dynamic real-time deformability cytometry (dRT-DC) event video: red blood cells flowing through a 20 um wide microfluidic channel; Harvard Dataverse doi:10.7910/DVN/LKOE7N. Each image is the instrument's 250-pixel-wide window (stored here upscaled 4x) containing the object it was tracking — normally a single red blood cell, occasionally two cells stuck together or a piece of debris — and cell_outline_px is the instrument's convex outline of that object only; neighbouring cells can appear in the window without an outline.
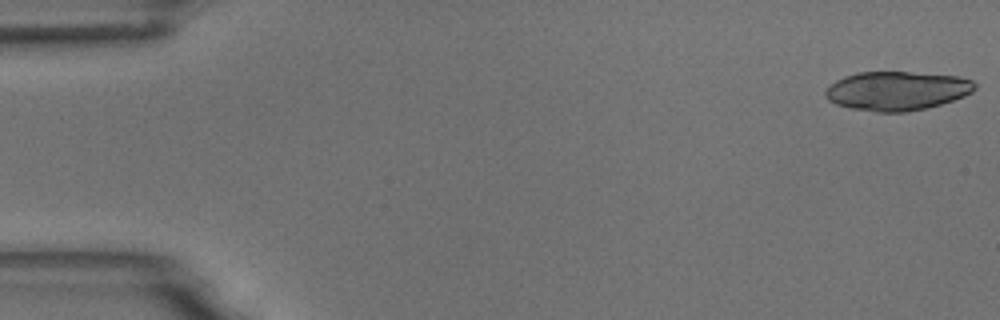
{"species": "common noctule bat (a hibernating species)", "species_latin": "Nyctalus noctula", "temperature_condition": "room temperature", "stored_images_in_passage": 6, "camera_frame_rate_fps": 3000, "um_per_image_px": 0.085, "animal": {"sex": "male", "body_mass_g": 18.8}, "frame": {"image": 1, "passage_image": 1, "time_ms": 0.0, "image_size_px": [1000, 320], "cell_outline_px": [[976, 88], [972, 92], [964, 96], [928, 108], [904, 112], [876, 112], [852, 108], [836, 104], [828, 100], [824, 96], [824, 92], [836, 80], [844, 76], [856, 72], [908, 72], [960, 76], [972, 80], [976, 84]], "centroid_in_image_um": [76.24, 7.72], "position_along_channel_um": 8.8, "area_um2": 33.99}}